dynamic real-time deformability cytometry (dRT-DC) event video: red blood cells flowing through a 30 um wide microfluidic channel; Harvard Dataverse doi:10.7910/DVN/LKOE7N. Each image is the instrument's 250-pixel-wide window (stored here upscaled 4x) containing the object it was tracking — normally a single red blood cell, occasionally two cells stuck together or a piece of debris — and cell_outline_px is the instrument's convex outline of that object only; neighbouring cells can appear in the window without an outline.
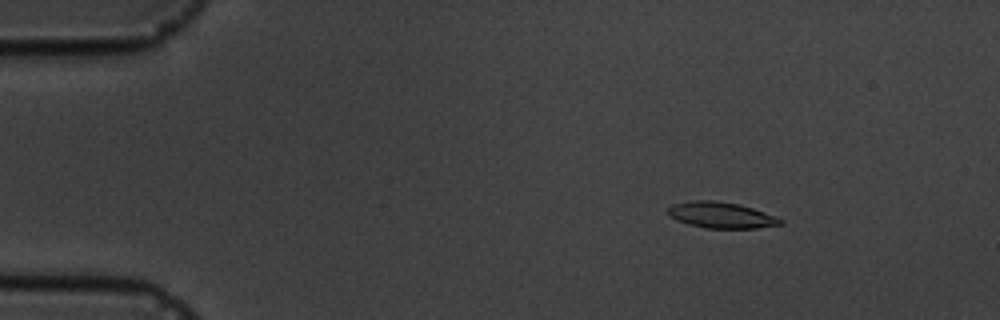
{"species": "common noctule bat (a hibernating species)", "species_latin": "Nyctalus noctula", "temperature_condition": "cold", "stored_images_in_passage": 8, "camera_frame_rate_fps": 3000, "um_per_image_px": 0.085, "animal": {"sex": "male", "body_mass_g": 19.5, "forearm_length_mm": 54.6}, "frame": {"image": 1, "passage_image": 1, "time_ms": 0.0, "image_size_px": [1000, 320], "cell_outline_px": [[784, 224], [756, 228], [704, 228], [688, 224], [676, 220], [668, 216], [668, 208], [672, 204], [692, 200], [712, 200], [736, 204], [752, 208], [776, 216], [784, 220]], "centroid_in_image_um": [61.28, 18.29], "position_along_channel_um": 23.7, "area_um2": 17.11}}
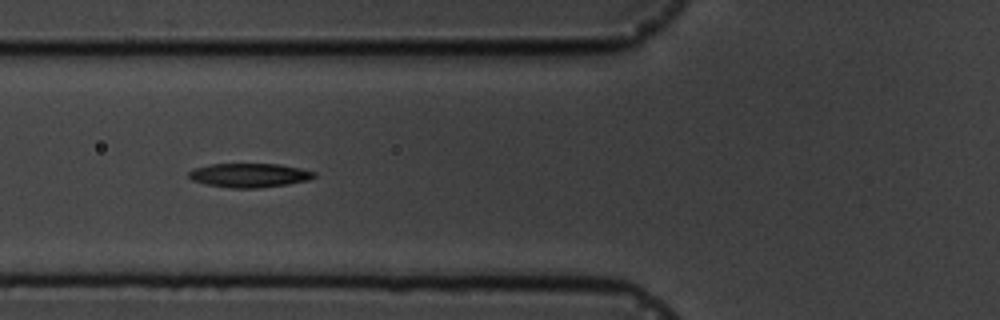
{"frame": {"image": 2, "passage_image": 5, "time_ms": 4.333, "image_size_px": [1000, 320], "cell_outline_px": [[316, 176], [308, 180], [288, 184], [256, 188], [232, 188], [204, 184], [192, 180], [188, 176], [188, 172], [192, 168], [208, 164], [280, 164], [300, 168], [316, 172]], "centroid_in_image_um": [21.16, 14.89], "position_along_channel_um": 104.6, "area_um2": 17.69}}
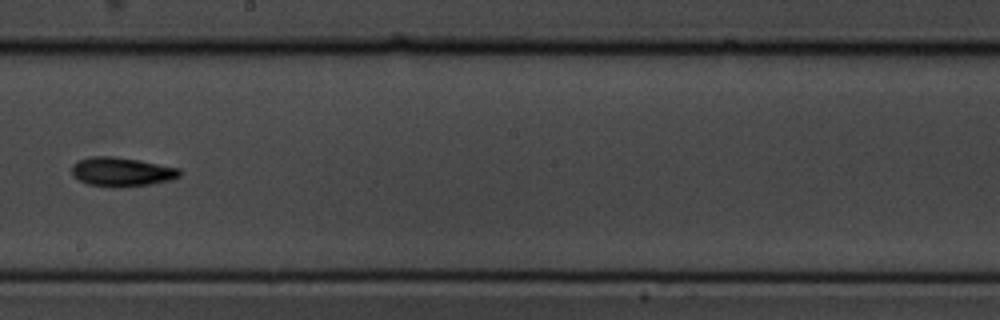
{"frame": {"image": 3, "passage_image": 8, "time_ms": 8.0, "image_size_px": [1000, 320], "cell_outline_px": [[180, 176], [168, 180], [152, 184], [120, 188], [112, 188], [88, 184], [72, 176], [72, 164], [76, 160], [92, 156], [112, 156], [140, 160], [180, 168]], "centroid_in_image_um": [10.31, 14.61], "position_along_channel_um": 237.9, "area_um2": 18.55}}